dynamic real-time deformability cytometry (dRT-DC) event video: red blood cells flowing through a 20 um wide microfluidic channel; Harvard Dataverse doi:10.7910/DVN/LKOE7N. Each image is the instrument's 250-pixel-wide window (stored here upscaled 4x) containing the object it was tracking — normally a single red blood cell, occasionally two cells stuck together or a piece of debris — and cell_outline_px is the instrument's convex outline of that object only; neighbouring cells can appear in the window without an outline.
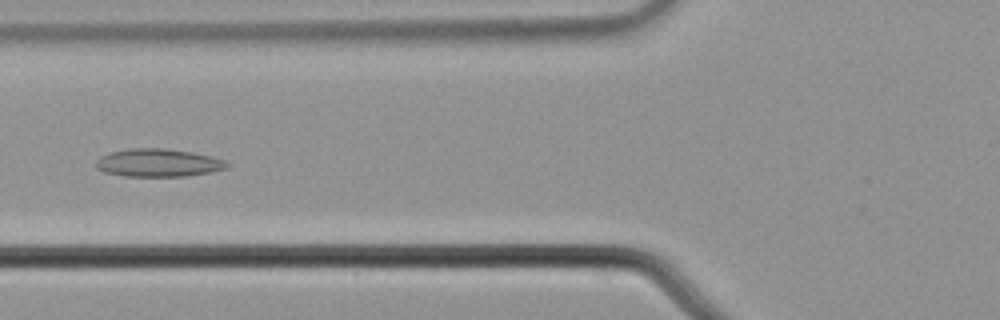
{"species": "common noctule bat (a hibernating species)", "species_latin": "Nyctalus noctula", "temperature_condition": "cold", "stored_images_in_passage": 6, "camera_frame_rate_fps": 3000, "um_per_image_px": 0.085, "animal": {"sex": "male", "body_mass_g": 21.5, "forearm_length_mm": 52.0}, "frame": {"image": 1, "passage_image": 6, "time_ms": 1.667, "image_size_px": [1000, 320], "cell_outline_px": [[232, 164], [228, 168], [188, 176], [124, 176], [104, 172], [96, 168], [96, 160], [100, 156], [108, 152], [132, 148], [164, 148], [192, 152], [212, 156], [224, 160]], "centroid_in_image_um": [13.45, 13.83], "position_along_channel_um": 112.3, "area_um2": 21.5}}